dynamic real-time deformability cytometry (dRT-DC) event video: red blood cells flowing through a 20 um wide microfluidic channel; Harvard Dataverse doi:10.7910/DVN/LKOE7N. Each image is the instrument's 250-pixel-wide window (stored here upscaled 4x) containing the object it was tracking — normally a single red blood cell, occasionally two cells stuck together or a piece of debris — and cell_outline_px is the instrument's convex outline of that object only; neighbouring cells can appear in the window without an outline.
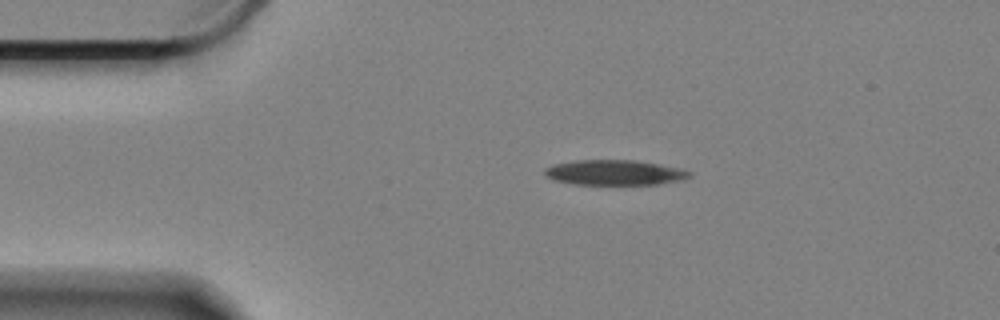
{"species": "Egyptian fruit bat (a non-hibernating species)", "species_latin": "Rousettus aegyptiacus", "temperature_condition": "cold", "stored_images_in_passage": 49, "camera_frame_rate_fps": 3000, "um_per_image_px": 0.085, "animal": {"sex": "female"}, "frame": {"image": 1, "passage_image": 1, "time_ms": 0.0, "image_size_px": [1000, 320], "cell_outline_px": [[692, 176], [680, 180], [656, 184], [572, 184], [552, 180], [544, 176], [544, 168], [552, 164], [576, 160], [636, 160], [680, 168], [692, 172]], "centroid_in_image_um": [52.18, 14.66], "position_along_channel_um": 32.8, "area_um2": 21.33}}
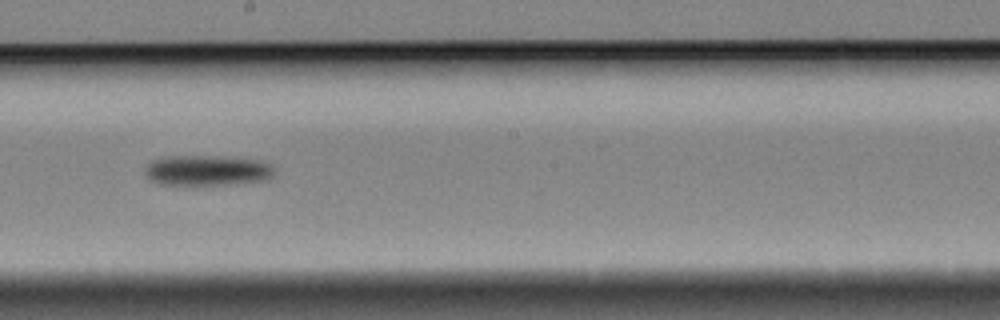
{"frame": {"image": 2, "passage_image": 22, "time_ms": 7.0, "image_size_px": [1000, 320], "cell_outline_px": [[276, 172], [272, 180], [232, 184], [160, 184], [152, 180], [144, 172], [144, 168], [152, 160], [164, 156], [216, 156], [260, 160], [272, 164]], "centroid_in_image_um": [17.69, 14.48], "position_along_channel_um": 230.5, "area_um2": 23.18}}
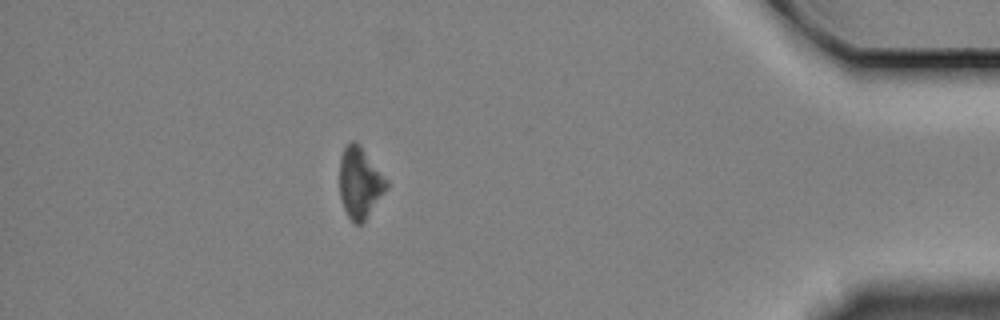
{"frame": {"image": 3, "passage_image": 42, "time_ms": 13.667, "image_size_px": [1000, 320], "cell_outline_px": [[388, 188], [364, 220], [360, 224], [356, 224], [348, 216], [344, 208], [340, 196], [340, 156], [344, 148], [352, 140], [356, 140], [360, 144], [388, 180]], "centroid_in_image_um": [30.59, 15.49], "position_along_channel_um": 404.6, "area_um2": 19.31}, "authors_computed_cell_mechanics": {"area_um2": 21.5594, "velocity_mm_per_s": 3.3283, "shape_relaxation_time_tau1_ms": 4.4381, "shape_relaxation_time_tau2_ms": null, "deformation_change_tau1": 0.1148, "deformation_change_tau2": null}}